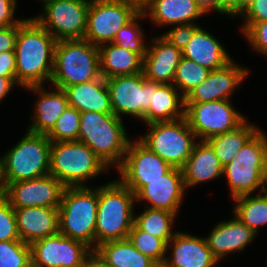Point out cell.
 Returning a JSON list of instances; mask_svg holds the SVG:
<instances>
[{
    "mask_svg": "<svg viewBox=\"0 0 267 267\" xmlns=\"http://www.w3.org/2000/svg\"><path fill=\"white\" fill-rule=\"evenodd\" d=\"M57 40L34 18L18 25L15 46L16 83L22 87L40 86L51 80Z\"/></svg>",
    "mask_w": 267,
    "mask_h": 267,
    "instance_id": "6da1fadb",
    "label": "cell"
},
{
    "mask_svg": "<svg viewBox=\"0 0 267 267\" xmlns=\"http://www.w3.org/2000/svg\"><path fill=\"white\" fill-rule=\"evenodd\" d=\"M135 194L120 180L98 188L95 249L98 245L126 239L134 224Z\"/></svg>",
    "mask_w": 267,
    "mask_h": 267,
    "instance_id": "7a4b0ae2",
    "label": "cell"
},
{
    "mask_svg": "<svg viewBox=\"0 0 267 267\" xmlns=\"http://www.w3.org/2000/svg\"><path fill=\"white\" fill-rule=\"evenodd\" d=\"M78 141L86 144L109 168H118L129 142L122 118L94 111L80 114Z\"/></svg>",
    "mask_w": 267,
    "mask_h": 267,
    "instance_id": "3957f363",
    "label": "cell"
},
{
    "mask_svg": "<svg viewBox=\"0 0 267 267\" xmlns=\"http://www.w3.org/2000/svg\"><path fill=\"white\" fill-rule=\"evenodd\" d=\"M234 198L267 190V136L258 130L223 167Z\"/></svg>",
    "mask_w": 267,
    "mask_h": 267,
    "instance_id": "277c9868",
    "label": "cell"
},
{
    "mask_svg": "<svg viewBox=\"0 0 267 267\" xmlns=\"http://www.w3.org/2000/svg\"><path fill=\"white\" fill-rule=\"evenodd\" d=\"M100 76L98 46L85 39L57 41L50 80L55 88L64 90Z\"/></svg>",
    "mask_w": 267,
    "mask_h": 267,
    "instance_id": "5b68a950",
    "label": "cell"
},
{
    "mask_svg": "<svg viewBox=\"0 0 267 267\" xmlns=\"http://www.w3.org/2000/svg\"><path fill=\"white\" fill-rule=\"evenodd\" d=\"M97 207L98 188L65 187L58 208L59 233L95 250Z\"/></svg>",
    "mask_w": 267,
    "mask_h": 267,
    "instance_id": "8992f818",
    "label": "cell"
},
{
    "mask_svg": "<svg viewBox=\"0 0 267 267\" xmlns=\"http://www.w3.org/2000/svg\"><path fill=\"white\" fill-rule=\"evenodd\" d=\"M105 169V163L82 142L51 143L49 174L65 187H87L84 182Z\"/></svg>",
    "mask_w": 267,
    "mask_h": 267,
    "instance_id": "52a82bcc",
    "label": "cell"
},
{
    "mask_svg": "<svg viewBox=\"0 0 267 267\" xmlns=\"http://www.w3.org/2000/svg\"><path fill=\"white\" fill-rule=\"evenodd\" d=\"M51 143L46 134L27 130L26 135L3 156L7 185L49 174Z\"/></svg>",
    "mask_w": 267,
    "mask_h": 267,
    "instance_id": "ba28073f",
    "label": "cell"
},
{
    "mask_svg": "<svg viewBox=\"0 0 267 267\" xmlns=\"http://www.w3.org/2000/svg\"><path fill=\"white\" fill-rule=\"evenodd\" d=\"M147 125L150 127L149 132L139 140L172 167L181 169L190 157L197 139L185 117Z\"/></svg>",
    "mask_w": 267,
    "mask_h": 267,
    "instance_id": "9c48e42d",
    "label": "cell"
},
{
    "mask_svg": "<svg viewBox=\"0 0 267 267\" xmlns=\"http://www.w3.org/2000/svg\"><path fill=\"white\" fill-rule=\"evenodd\" d=\"M185 119L196 138L202 141L232 131L246 121L230 100L185 103Z\"/></svg>",
    "mask_w": 267,
    "mask_h": 267,
    "instance_id": "30bf717a",
    "label": "cell"
},
{
    "mask_svg": "<svg viewBox=\"0 0 267 267\" xmlns=\"http://www.w3.org/2000/svg\"><path fill=\"white\" fill-rule=\"evenodd\" d=\"M90 0H49L44 14L34 19L57 41L83 39L87 28Z\"/></svg>",
    "mask_w": 267,
    "mask_h": 267,
    "instance_id": "8fae6325",
    "label": "cell"
},
{
    "mask_svg": "<svg viewBox=\"0 0 267 267\" xmlns=\"http://www.w3.org/2000/svg\"><path fill=\"white\" fill-rule=\"evenodd\" d=\"M139 11L126 0H90L85 40L96 46L111 43Z\"/></svg>",
    "mask_w": 267,
    "mask_h": 267,
    "instance_id": "7c38bea8",
    "label": "cell"
},
{
    "mask_svg": "<svg viewBox=\"0 0 267 267\" xmlns=\"http://www.w3.org/2000/svg\"><path fill=\"white\" fill-rule=\"evenodd\" d=\"M172 168L140 140L130 141L123 162L118 167L119 180L136 195L148 181L162 178Z\"/></svg>",
    "mask_w": 267,
    "mask_h": 267,
    "instance_id": "4fadbf2b",
    "label": "cell"
},
{
    "mask_svg": "<svg viewBox=\"0 0 267 267\" xmlns=\"http://www.w3.org/2000/svg\"><path fill=\"white\" fill-rule=\"evenodd\" d=\"M105 80L113 114L118 118L129 114L144 121L151 103V81L145 78L144 73Z\"/></svg>",
    "mask_w": 267,
    "mask_h": 267,
    "instance_id": "5bb4252c",
    "label": "cell"
},
{
    "mask_svg": "<svg viewBox=\"0 0 267 267\" xmlns=\"http://www.w3.org/2000/svg\"><path fill=\"white\" fill-rule=\"evenodd\" d=\"M32 267H82L92 249L61 233L47 236L31 245Z\"/></svg>",
    "mask_w": 267,
    "mask_h": 267,
    "instance_id": "9a60e30c",
    "label": "cell"
},
{
    "mask_svg": "<svg viewBox=\"0 0 267 267\" xmlns=\"http://www.w3.org/2000/svg\"><path fill=\"white\" fill-rule=\"evenodd\" d=\"M65 186L51 174L9 183L5 196L13 208H59Z\"/></svg>",
    "mask_w": 267,
    "mask_h": 267,
    "instance_id": "2e32d148",
    "label": "cell"
},
{
    "mask_svg": "<svg viewBox=\"0 0 267 267\" xmlns=\"http://www.w3.org/2000/svg\"><path fill=\"white\" fill-rule=\"evenodd\" d=\"M248 74L249 70L232 60L225 67L210 71L207 78L185 96V103L230 100L234 89L241 88L240 83Z\"/></svg>",
    "mask_w": 267,
    "mask_h": 267,
    "instance_id": "e0dca14e",
    "label": "cell"
},
{
    "mask_svg": "<svg viewBox=\"0 0 267 267\" xmlns=\"http://www.w3.org/2000/svg\"><path fill=\"white\" fill-rule=\"evenodd\" d=\"M185 189L182 170L173 167L162 178L148 181L135 195V199L151 203L146 208L166 210L177 215Z\"/></svg>",
    "mask_w": 267,
    "mask_h": 267,
    "instance_id": "ac0fdd59",
    "label": "cell"
},
{
    "mask_svg": "<svg viewBox=\"0 0 267 267\" xmlns=\"http://www.w3.org/2000/svg\"><path fill=\"white\" fill-rule=\"evenodd\" d=\"M172 248L171 258L161 267H215L219 262L208 248L205 238L176 232L167 243Z\"/></svg>",
    "mask_w": 267,
    "mask_h": 267,
    "instance_id": "d6986e66",
    "label": "cell"
},
{
    "mask_svg": "<svg viewBox=\"0 0 267 267\" xmlns=\"http://www.w3.org/2000/svg\"><path fill=\"white\" fill-rule=\"evenodd\" d=\"M143 58V73L147 80L161 84H173L176 68L181 61L182 51L162 36L152 38Z\"/></svg>",
    "mask_w": 267,
    "mask_h": 267,
    "instance_id": "ffe728a7",
    "label": "cell"
},
{
    "mask_svg": "<svg viewBox=\"0 0 267 267\" xmlns=\"http://www.w3.org/2000/svg\"><path fill=\"white\" fill-rule=\"evenodd\" d=\"M20 240L28 245L59 232L58 208H14Z\"/></svg>",
    "mask_w": 267,
    "mask_h": 267,
    "instance_id": "44dd1931",
    "label": "cell"
},
{
    "mask_svg": "<svg viewBox=\"0 0 267 267\" xmlns=\"http://www.w3.org/2000/svg\"><path fill=\"white\" fill-rule=\"evenodd\" d=\"M255 236L256 233L235 216L233 220L217 224L205 240L208 248L219 261L226 254L242 251Z\"/></svg>",
    "mask_w": 267,
    "mask_h": 267,
    "instance_id": "7402d4cb",
    "label": "cell"
},
{
    "mask_svg": "<svg viewBox=\"0 0 267 267\" xmlns=\"http://www.w3.org/2000/svg\"><path fill=\"white\" fill-rule=\"evenodd\" d=\"M185 117V97L173 84L151 81V103L144 115L147 124Z\"/></svg>",
    "mask_w": 267,
    "mask_h": 267,
    "instance_id": "603a6c76",
    "label": "cell"
},
{
    "mask_svg": "<svg viewBox=\"0 0 267 267\" xmlns=\"http://www.w3.org/2000/svg\"><path fill=\"white\" fill-rule=\"evenodd\" d=\"M64 91L67 95L68 105L80 113L94 111L113 114L106 80L102 76L95 80L66 87Z\"/></svg>",
    "mask_w": 267,
    "mask_h": 267,
    "instance_id": "cb8c5ba5",
    "label": "cell"
},
{
    "mask_svg": "<svg viewBox=\"0 0 267 267\" xmlns=\"http://www.w3.org/2000/svg\"><path fill=\"white\" fill-rule=\"evenodd\" d=\"M181 170L185 187H192L221 177L223 166L211 145L201 140L200 143H195L190 157Z\"/></svg>",
    "mask_w": 267,
    "mask_h": 267,
    "instance_id": "d4e9b609",
    "label": "cell"
},
{
    "mask_svg": "<svg viewBox=\"0 0 267 267\" xmlns=\"http://www.w3.org/2000/svg\"><path fill=\"white\" fill-rule=\"evenodd\" d=\"M43 88V85L26 87L40 96L36 102L34 117H31L34 121L28 131L47 134L69 105L64 90L56 88L49 92Z\"/></svg>",
    "mask_w": 267,
    "mask_h": 267,
    "instance_id": "484cf974",
    "label": "cell"
},
{
    "mask_svg": "<svg viewBox=\"0 0 267 267\" xmlns=\"http://www.w3.org/2000/svg\"><path fill=\"white\" fill-rule=\"evenodd\" d=\"M182 54L183 57L211 71L221 69L232 61L220 42L201 27L193 33Z\"/></svg>",
    "mask_w": 267,
    "mask_h": 267,
    "instance_id": "4316f807",
    "label": "cell"
},
{
    "mask_svg": "<svg viewBox=\"0 0 267 267\" xmlns=\"http://www.w3.org/2000/svg\"><path fill=\"white\" fill-rule=\"evenodd\" d=\"M100 73L104 79L143 72V58L115 43L98 46Z\"/></svg>",
    "mask_w": 267,
    "mask_h": 267,
    "instance_id": "83f0119b",
    "label": "cell"
},
{
    "mask_svg": "<svg viewBox=\"0 0 267 267\" xmlns=\"http://www.w3.org/2000/svg\"><path fill=\"white\" fill-rule=\"evenodd\" d=\"M143 13L158 26L193 24L204 15L196 0H154Z\"/></svg>",
    "mask_w": 267,
    "mask_h": 267,
    "instance_id": "f1b7e54d",
    "label": "cell"
},
{
    "mask_svg": "<svg viewBox=\"0 0 267 267\" xmlns=\"http://www.w3.org/2000/svg\"><path fill=\"white\" fill-rule=\"evenodd\" d=\"M95 250L113 267H160L138 251L128 238L104 242Z\"/></svg>",
    "mask_w": 267,
    "mask_h": 267,
    "instance_id": "f546056e",
    "label": "cell"
},
{
    "mask_svg": "<svg viewBox=\"0 0 267 267\" xmlns=\"http://www.w3.org/2000/svg\"><path fill=\"white\" fill-rule=\"evenodd\" d=\"M246 122L232 131L206 140L214 149L223 167L232 161L243 145L259 130L255 125Z\"/></svg>",
    "mask_w": 267,
    "mask_h": 267,
    "instance_id": "4dcf8cb0",
    "label": "cell"
},
{
    "mask_svg": "<svg viewBox=\"0 0 267 267\" xmlns=\"http://www.w3.org/2000/svg\"><path fill=\"white\" fill-rule=\"evenodd\" d=\"M264 194H245L234 198V216L251 228L256 234L259 227L267 224V190ZM252 195V196H251Z\"/></svg>",
    "mask_w": 267,
    "mask_h": 267,
    "instance_id": "1f68e13d",
    "label": "cell"
},
{
    "mask_svg": "<svg viewBox=\"0 0 267 267\" xmlns=\"http://www.w3.org/2000/svg\"><path fill=\"white\" fill-rule=\"evenodd\" d=\"M175 217L174 213L166 210L147 208L135 217L134 224L140 230L164 239L168 243L175 234L171 231Z\"/></svg>",
    "mask_w": 267,
    "mask_h": 267,
    "instance_id": "d6a6232c",
    "label": "cell"
},
{
    "mask_svg": "<svg viewBox=\"0 0 267 267\" xmlns=\"http://www.w3.org/2000/svg\"><path fill=\"white\" fill-rule=\"evenodd\" d=\"M127 238L138 251L149 256L160 267L164 264L167 250L170 249L164 239L140 230L135 224H133Z\"/></svg>",
    "mask_w": 267,
    "mask_h": 267,
    "instance_id": "836d02e7",
    "label": "cell"
},
{
    "mask_svg": "<svg viewBox=\"0 0 267 267\" xmlns=\"http://www.w3.org/2000/svg\"><path fill=\"white\" fill-rule=\"evenodd\" d=\"M211 70L203 67L196 62L182 57L179 62L173 85L182 91V95L185 97L191 92L196 86H199L208 76Z\"/></svg>",
    "mask_w": 267,
    "mask_h": 267,
    "instance_id": "e575fe53",
    "label": "cell"
},
{
    "mask_svg": "<svg viewBox=\"0 0 267 267\" xmlns=\"http://www.w3.org/2000/svg\"><path fill=\"white\" fill-rule=\"evenodd\" d=\"M80 112L68 106L56 121L54 127L46 134L51 142L78 141L80 129Z\"/></svg>",
    "mask_w": 267,
    "mask_h": 267,
    "instance_id": "d590c367",
    "label": "cell"
},
{
    "mask_svg": "<svg viewBox=\"0 0 267 267\" xmlns=\"http://www.w3.org/2000/svg\"><path fill=\"white\" fill-rule=\"evenodd\" d=\"M143 17H146V15L143 12H138L117 32L112 41V43L118 44L124 49H129L139 54L142 58L146 55L147 44L145 45L144 43L143 32L136 20Z\"/></svg>",
    "mask_w": 267,
    "mask_h": 267,
    "instance_id": "8d00e7d4",
    "label": "cell"
},
{
    "mask_svg": "<svg viewBox=\"0 0 267 267\" xmlns=\"http://www.w3.org/2000/svg\"><path fill=\"white\" fill-rule=\"evenodd\" d=\"M0 267H32L30 245L21 240L0 241Z\"/></svg>",
    "mask_w": 267,
    "mask_h": 267,
    "instance_id": "74e56055",
    "label": "cell"
},
{
    "mask_svg": "<svg viewBox=\"0 0 267 267\" xmlns=\"http://www.w3.org/2000/svg\"><path fill=\"white\" fill-rule=\"evenodd\" d=\"M20 240L15 209L5 195H0V241Z\"/></svg>",
    "mask_w": 267,
    "mask_h": 267,
    "instance_id": "f35d334b",
    "label": "cell"
},
{
    "mask_svg": "<svg viewBox=\"0 0 267 267\" xmlns=\"http://www.w3.org/2000/svg\"><path fill=\"white\" fill-rule=\"evenodd\" d=\"M241 31L253 49L267 55V21L244 22Z\"/></svg>",
    "mask_w": 267,
    "mask_h": 267,
    "instance_id": "ab89813d",
    "label": "cell"
},
{
    "mask_svg": "<svg viewBox=\"0 0 267 267\" xmlns=\"http://www.w3.org/2000/svg\"><path fill=\"white\" fill-rule=\"evenodd\" d=\"M174 26V28H171V30L161 36L170 44L183 51L192 38L193 33L199 28V25L193 23Z\"/></svg>",
    "mask_w": 267,
    "mask_h": 267,
    "instance_id": "60d3db41",
    "label": "cell"
},
{
    "mask_svg": "<svg viewBox=\"0 0 267 267\" xmlns=\"http://www.w3.org/2000/svg\"><path fill=\"white\" fill-rule=\"evenodd\" d=\"M238 16H244V22L267 21V0H246Z\"/></svg>",
    "mask_w": 267,
    "mask_h": 267,
    "instance_id": "b9f144b4",
    "label": "cell"
},
{
    "mask_svg": "<svg viewBox=\"0 0 267 267\" xmlns=\"http://www.w3.org/2000/svg\"><path fill=\"white\" fill-rule=\"evenodd\" d=\"M17 0H0V28L18 26L24 19L13 20Z\"/></svg>",
    "mask_w": 267,
    "mask_h": 267,
    "instance_id": "7bdbcfd3",
    "label": "cell"
},
{
    "mask_svg": "<svg viewBox=\"0 0 267 267\" xmlns=\"http://www.w3.org/2000/svg\"><path fill=\"white\" fill-rule=\"evenodd\" d=\"M18 26L0 28V53L15 52Z\"/></svg>",
    "mask_w": 267,
    "mask_h": 267,
    "instance_id": "ee69618b",
    "label": "cell"
},
{
    "mask_svg": "<svg viewBox=\"0 0 267 267\" xmlns=\"http://www.w3.org/2000/svg\"><path fill=\"white\" fill-rule=\"evenodd\" d=\"M0 76L16 77V53H0Z\"/></svg>",
    "mask_w": 267,
    "mask_h": 267,
    "instance_id": "f6af8a7d",
    "label": "cell"
},
{
    "mask_svg": "<svg viewBox=\"0 0 267 267\" xmlns=\"http://www.w3.org/2000/svg\"><path fill=\"white\" fill-rule=\"evenodd\" d=\"M216 1L218 4V12L232 17L238 15L242 11L246 3V0H216Z\"/></svg>",
    "mask_w": 267,
    "mask_h": 267,
    "instance_id": "bcb514c9",
    "label": "cell"
},
{
    "mask_svg": "<svg viewBox=\"0 0 267 267\" xmlns=\"http://www.w3.org/2000/svg\"><path fill=\"white\" fill-rule=\"evenodd\" d=\"M82 267H113L101 255L92 250L86 257Z\"/></svg>",
    "mask_w": 267,
    "mask_h": 267,
    "instance_id": "7dc6e473",
    "label": "cell"
},
{
    "mask_svg": "<svg viewBox=\"0 0 267 267\" xmlns=\"http://www.w3.org/2000/svg\"><path fill=\"white\" fill-rule=\"evenodd\" d=\"M17 84L16 77H1L0 76V102L7 93L10 92L11 88Z\"/></svg>",
    "mask_w": 267,
    "mask_h": 267,
    "instance_id": "c3c4849f",
    "label": "cell"
},
{
    "mask_svg": "<svg viewBox=\"0 0 267 267\" xmlns=\"http://www.w3.org/2000/svg\"><path fill=\"white\" fill-rule=\"evenodd\" d=\"M198 7L204 14L208 11L215 10L218 12V4L216 0H196Z\"/></svg>",
    "mask_w": 267,
    "mask_h": 267,
    "instance_id": "681fc988",
    "label": "cell"
},
{
    "mask_svg": "<svg viewBox=\"0 0 267 267\" xmlns=\"http://www.w3.org/2000/svg\"><path fill=\"white\" fill-rule=\"evenodd\" d=\"M139 12H143L154 0H126Z\"/></svg>",
    "mask_w": 267,
    "mask_h": 267,
    "instance_id": "f907efd6",
    "label": "cell"
},
{
    "mask_svg": "<svg viewBox=\"0 0 267 267\" xmlns=\"http://www.w3.org/2000/svg\"><path fill=\"white\" fill-rule=\"evenodd\" d=\"M7 183L4 174V160L0 158V195H4L6 192Z\"/></svg>",
    "mask_w": 267,
    "mask_h": 267,
    "instance_id": "816d5d0a",
    "label": "cell"
},
{
    "mask_svg": "<svg viewBox=\"0 0 267 267\" xmlns=\"http://www.w3.org/2000/svg\"><path fill=\"white\" fill-rule=\"evenodd\" d=\"M40 1H42V2H43V4H44L45 2H47V1H49V0H40Z\"/></svg>",
    "mask_w": 267,
    "mask_h": 267,
    "instance_id": "f5cc1de1",
    "label": "cell"
}]
</instances>
